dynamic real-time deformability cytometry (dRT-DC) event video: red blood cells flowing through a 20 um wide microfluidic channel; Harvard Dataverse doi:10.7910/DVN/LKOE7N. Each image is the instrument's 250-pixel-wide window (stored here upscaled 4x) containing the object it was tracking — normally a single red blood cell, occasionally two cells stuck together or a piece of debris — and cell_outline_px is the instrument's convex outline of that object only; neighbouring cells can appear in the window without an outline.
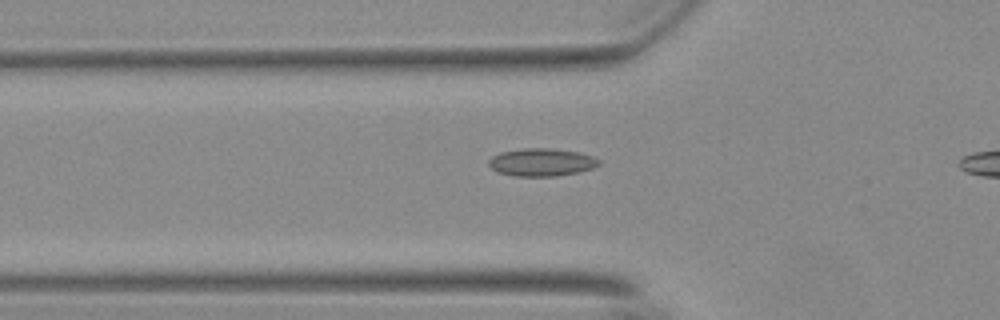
{"species": "Egyptian fruit bat (a non-hibernating species)", "species_latin": "Rousettus aegyptiacus", "temperature_condition": "warm", "stored_images_in_passage": 36, "camera_frame_rate_fps": 3000, "um_per_image_px": 0.085, "animal": {"sex": "female"}, "frame": {"image": 1, "passage_image": 7, "time_ms": 2.0, "image_size_px": [1000, 320], "cell_outline_px": [[600, 164], [592, 168], [580, 172], [556, 176], [516, 176], [496, 172], [488, 164], [488, 160], [492, 156], [500, 152], [524, 148], [552, 148], [580, 152], [592, 156], [600, 160]], "centroid_in_image_um": [46.03, 13.79], "position_along_channel_um": 79.8, "area_um2": 17.98}}
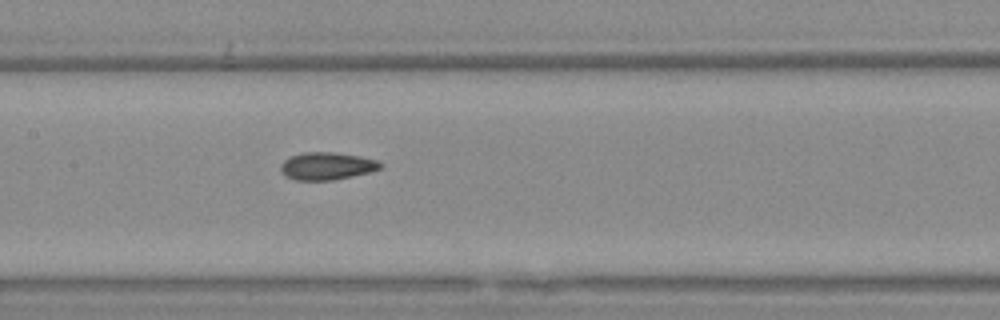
{"frame": {"image": 2, "passage_image": 15, "time_ms": 4.667, "image_size_px": [1000, 320], "cell_outline_px": [[384, 168], [352, 176], [332, 180], [296, 180], [284, 176], [280, 172], [280, 164], [284, 160], [292, 156], [304, 152], [332, 152], [360, 156], [376, 160], [384, 164]], "centroid_in_image_um": [27.78, 14.11], "position_along_channel_um": 179.6, "area_um2": 16.07}}
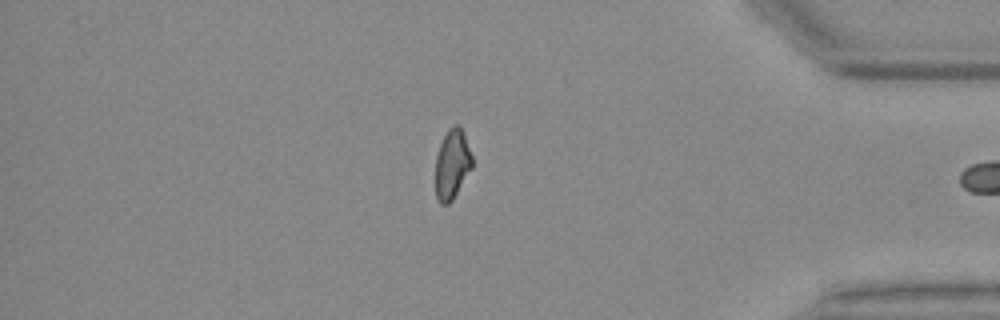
{"frame": {"image": 3, "passage_image": 35, "time_ms": 11.333, "image_size_px": [1000, 320], "cell_outline_px": [[472, 168], [452, 200], [448, 204], [440, 204], [436, 196], [436, 156], [440, 144], [448, 128], [452, 124], [460, 124], [472, 156]], "centroid_in_image_um": [38.43, 13.93], "position_along_channel_um": 396.8, "area_um2": 14.85}}